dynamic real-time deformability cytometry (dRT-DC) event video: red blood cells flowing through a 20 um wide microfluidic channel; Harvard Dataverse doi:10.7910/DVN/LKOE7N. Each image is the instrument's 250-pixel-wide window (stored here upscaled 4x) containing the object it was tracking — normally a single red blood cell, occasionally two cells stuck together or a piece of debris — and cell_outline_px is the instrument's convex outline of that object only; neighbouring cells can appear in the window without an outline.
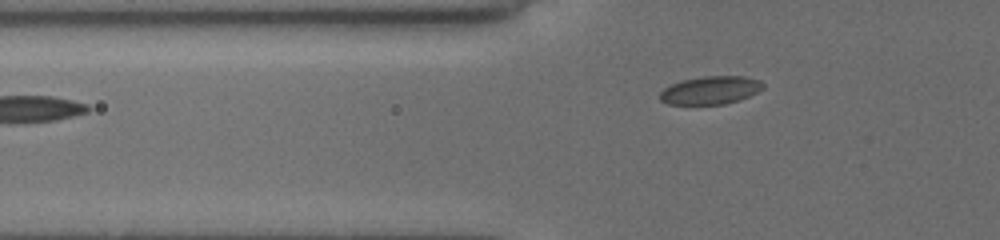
{"species": "common noctule bat (a hibernating species)", "species_latin": "Nyctalus noctula", "temperature_condition": "cold", "stored_images_in_passage": 35, "camera_frame_rate_fps": 3000, "um_per_image_px": 0.085, "animal": {"sex": "female", "body_mass_g": 19.5, "forearm_length_mm": 54.1}, "frame": {"image": 1, "passage_image": 2, "time_ms": 0.333, "image_size_px": [1000, 240], "cell_outline_px": [[764, 88], [748, 96], [724, 104], [668, 104], [660, 100], [660, 92], [664, 88], [680, 80], [704, 76], [744, 76], [760, 80], [764, 84]], "centroid_in_image_um": [60.38, 7.65], "position_along_channel_um": 65.4, "area_um2": 16.76}}
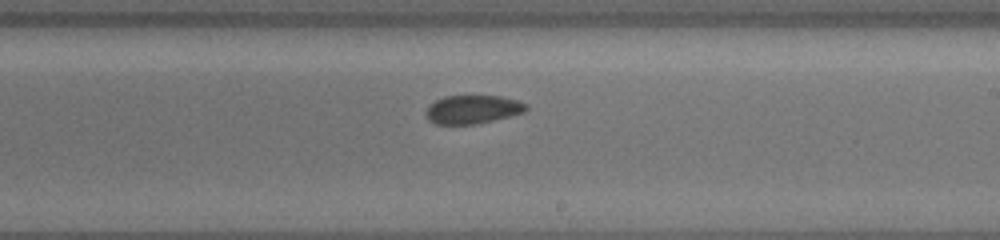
{"frame": {"image": 2, "passage_image": 17, "time_ms": 5.333, "image_size_px": [1000, 240], "cell_outline_px": [[528, 108], [524, 112], [472, 124], [436, 124], [428, 120], [428, 108], [436, 100], [444, 96], [500, 96], [516, 100], [524, 104]], "centroid_in_image_um": [40.16, 9.29], "position_along_channel_um": 248.8, "area_um2": 16.01}}
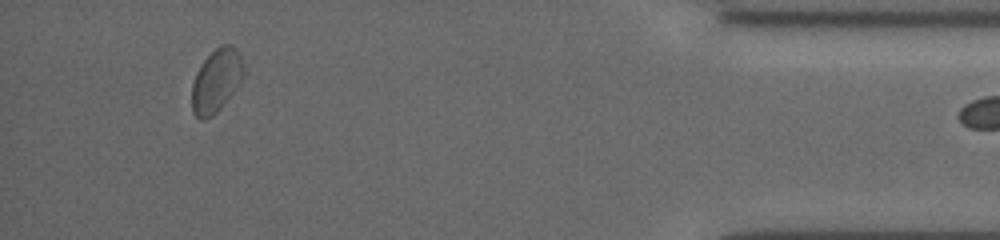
{"frame": {"image": 3, "passage_image": 34, "time_ms": 11.0, "image_size_px": [1000, 240], "cell_outline_px": [[244, 72], [240, 80], [232, 92], [220, 108], [212, 116], [204, 120], [200, 120], [192, 112], [192, 84], [196, 72], [204, 60], [220, 44], [232, 44], [240, 52], [244, 68]], "centroid_in_image_um": [18.37, 6.83], "position_along_channel_um": 416.8, "area_um2": 18.9}}